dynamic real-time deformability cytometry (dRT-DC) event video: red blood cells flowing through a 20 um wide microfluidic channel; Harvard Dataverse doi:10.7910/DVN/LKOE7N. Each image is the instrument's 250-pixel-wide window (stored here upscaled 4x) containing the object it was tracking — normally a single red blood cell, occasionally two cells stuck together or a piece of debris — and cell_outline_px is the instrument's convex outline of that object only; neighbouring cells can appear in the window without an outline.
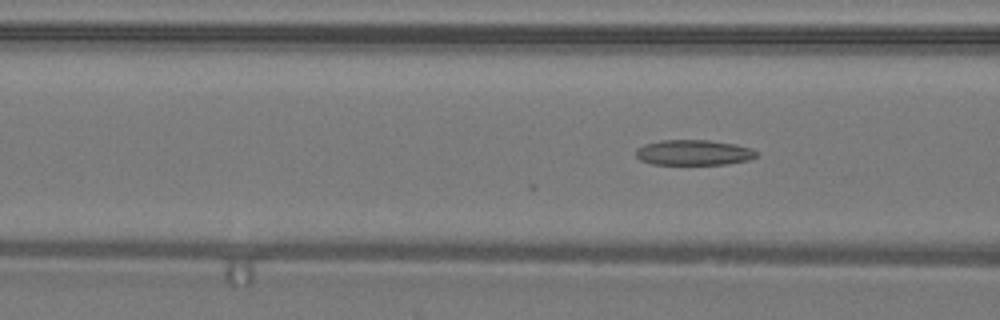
{"species": "common noctule bat (a hibernating species)", "species_latin": "Nyctalus noctula", "temperature_condition": "warm", "stored_images_in_passage": 19, "camera_frame_rate_fps": 3000, "um_per_image_px": 0.085, "animal": {"sex": "male", "body_mass_g": 19.2, "forearm_length_mm": 51.8}, "frame": {"image": 1, "passage_image": 19, "time_ms": 6.0, "image_size_px": [1000, 320], "cell_outline_px": [[756, 156], [748, 160], [724, 164], [652, 164], [640, 160], [636, 156], [636, 148], [644, 144], [660, 140], [708, 140], [736, 144], [752, 148], [756, 152]], "centroid_in_image_um": [58.93, 12.96], "position_along_channel_um": 107.7, "area_um2": 17.8}}